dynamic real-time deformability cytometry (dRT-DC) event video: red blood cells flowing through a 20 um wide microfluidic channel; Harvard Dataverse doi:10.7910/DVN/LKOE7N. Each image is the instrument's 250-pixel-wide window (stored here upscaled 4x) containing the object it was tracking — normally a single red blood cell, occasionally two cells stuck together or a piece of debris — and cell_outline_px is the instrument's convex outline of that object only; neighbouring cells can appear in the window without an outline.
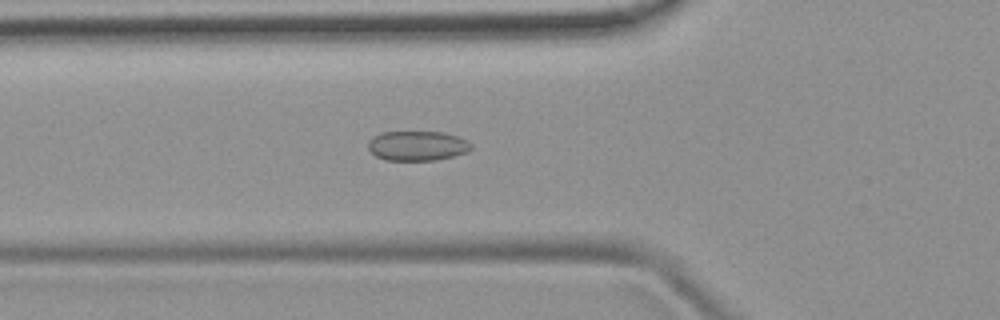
{"species": "common noctule bat (a hibernating species)", "species_latin": "Nyctalus noctula", "temperature_condition": "room temperature", "stored_images_in_passage": 42, "camera_frame_rate_fps": 3000, "um_per_image_px": 0.085, "animal": {"sex": "female", "body_mass_g": 19.9}, "frame": {"image": 1, "passage_image": 9, "time_ms": 2.667, "image_size_px": [1000, 320], "cell_outline_px": [[472, 148], [464, 152], [452, 156], [436, 160], [384, 160], [376, 156], [368, 148], [368, 140], [372, 136], [380, 132], [444, 132], [468, 140], [472, 144]], "centroid_in_image_um": [35.44, 12.38], "position_along_channel_um": 90.4, "area_um2": 17.86}}
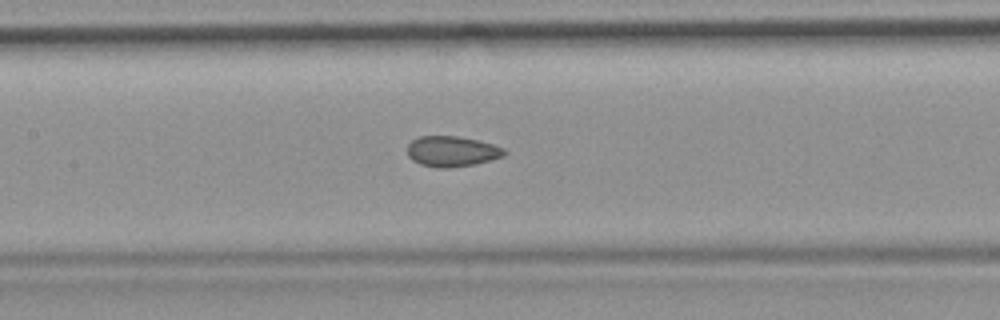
{"frame": {"image": 2, "passage_image": 15, "time_ms": 4.667, "image_size_px": [1000, 320], "cell_outline_px": [[508, 152], [504, 156], [472, 164], [448, 168], [436, 168], [420, 164], [412, 160], [408, 156], [408, 144], [412, 140], [420, 136], [456, 136], [476, 140], [492, 144], [504, 148]], "centroid_in_image_um": [38.39, 12.86], "position_along_channel_um": 169.0, "area_um2": 17.11}}
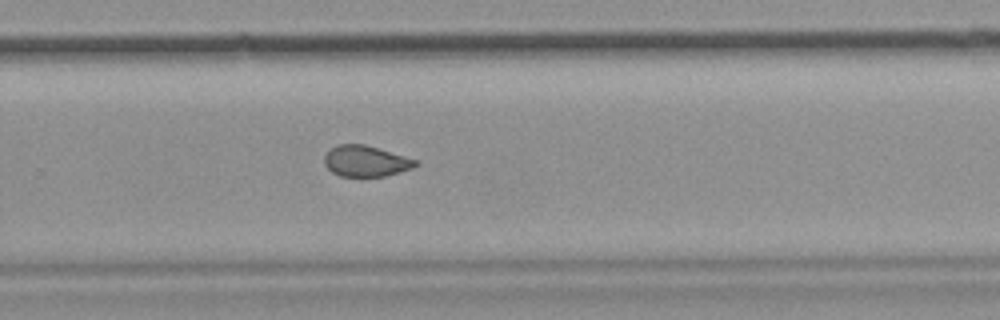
{"frame": {"image": 3, "passage_image": 25, "time_ms": 8.0, "image_size_px": [1000, 320], "cell_outline_px": [[420, 164], [412, 168], [384, 176], [340, 176], [332, 172], [324, 164], [324, 156], [336, 144], [364, 144], [420, 160]], "centroid_in_image_um": [31.12, 13.69], "position_along_channel_um": 298.7, "area_um2": 16.47}, "authors_computed_cell_mechanics": {"area_um2": 17.5423, "velocity_mm_per_s": 3.9069, "shape_relaxation_time_tau1_ms": null, "shape_relaxation_time_tau2_ms": 1.4109, "deformation_change_tau1": null, "deformation_change_tau2": 0.0576}}